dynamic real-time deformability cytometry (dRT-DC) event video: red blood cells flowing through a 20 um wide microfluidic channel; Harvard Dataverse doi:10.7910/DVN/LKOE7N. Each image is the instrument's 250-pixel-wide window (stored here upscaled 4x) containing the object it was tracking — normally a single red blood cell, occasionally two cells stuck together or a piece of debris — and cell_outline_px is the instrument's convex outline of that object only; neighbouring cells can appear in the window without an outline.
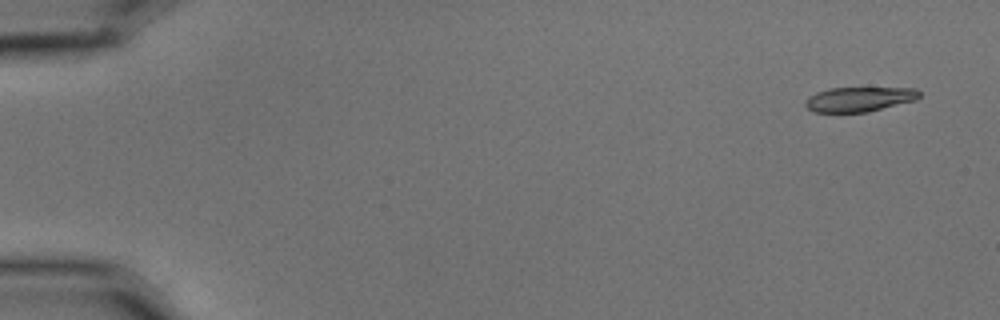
{"species": "common noctule bat (a hibernating species)", "species_latin": "Nyctalus noctula", "temperature_condition": "cold", "stored_images_in_passage": 5, "camera_frame_rate_fps": 3000, "um_per_image_px": 0.085, "animal": {"sex": "male", "body_mass_g": 15.6}, "frame": {"image": 1, "passage_image": 1, "time_ms": 0.0, "image_size_px": [1000, 320], "cell_outline_px": [[920, 96], [916, 100], [868, 112], [816, 112], [808, 108], [804, 104], [804, 100], [808, 96], [816, 92], [828, 88], [916, 88], [920, 92]], "centroid_in_image_um": [73.02, 8.43], "position_along_channel_um": 12.0, "area_um2": 16.47}}
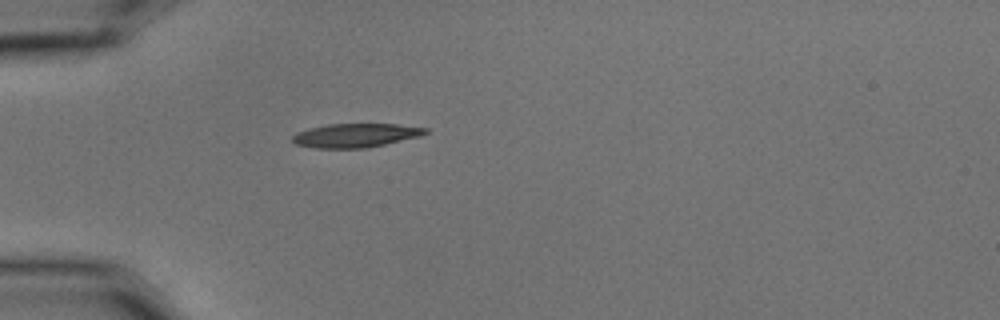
{"frame": {"image": 2, "passage_image": 5, "time_ms": 1.333, "image_size_px": [1000, 320], "cell_outline_px": [[428, 132], [420, 136], [384, 144], [364, 148], [316, 148], [296, 144], [292, 140], [292, 136], [296, 132], [308, 128], [328, 124], [396, 124], [428, 128]], "centroid_in_image_um": [30.2, 11.5], "position_along_channel_um": 54.8, "area_um2": 18.38}}